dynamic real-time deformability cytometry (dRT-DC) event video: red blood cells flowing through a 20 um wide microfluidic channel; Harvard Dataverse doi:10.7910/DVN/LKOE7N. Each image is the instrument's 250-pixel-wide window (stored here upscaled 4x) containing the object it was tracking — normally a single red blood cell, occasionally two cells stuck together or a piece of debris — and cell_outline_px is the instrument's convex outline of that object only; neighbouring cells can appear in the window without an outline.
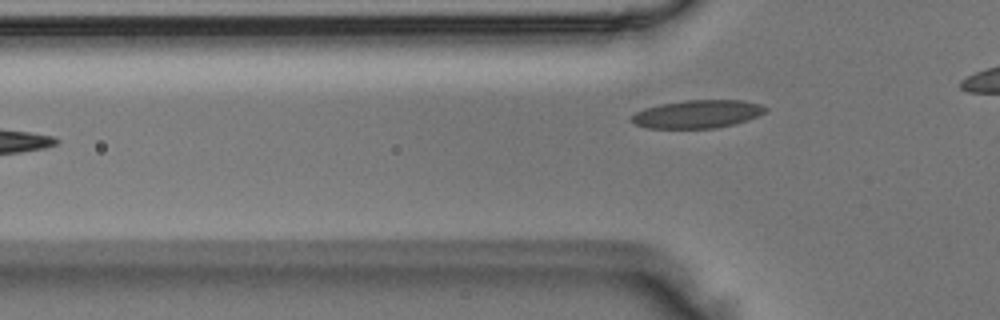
{"species": "Egyptian fruit bat (a non-hibernating species)", "species_latin": "Rousettus aegyptiacus", "temperature_condition": "room temperature", "stored_images_in_passage": 3, "camera_frame_rate_fps": 3000, "um_per_image_px": 0.085, "animal": {"sex": "male"}, "frame": {"image": 1, "passage_image": 3, "time_ms": 0.667, "image_size_px": [1000, 320], "cell_outline_px": [[768, 108], [764, 112], [748, 120], [736, 124], [716, 128], [644, 128], [628, 120], [636, 112], [644, 108], [660, 104], [684, 100], [740, 100], [760, 104]], "centroid_in_image_um": [59.25, 9.7], "position_along_channel_um": 66.5, "area_um2": 21.96}}